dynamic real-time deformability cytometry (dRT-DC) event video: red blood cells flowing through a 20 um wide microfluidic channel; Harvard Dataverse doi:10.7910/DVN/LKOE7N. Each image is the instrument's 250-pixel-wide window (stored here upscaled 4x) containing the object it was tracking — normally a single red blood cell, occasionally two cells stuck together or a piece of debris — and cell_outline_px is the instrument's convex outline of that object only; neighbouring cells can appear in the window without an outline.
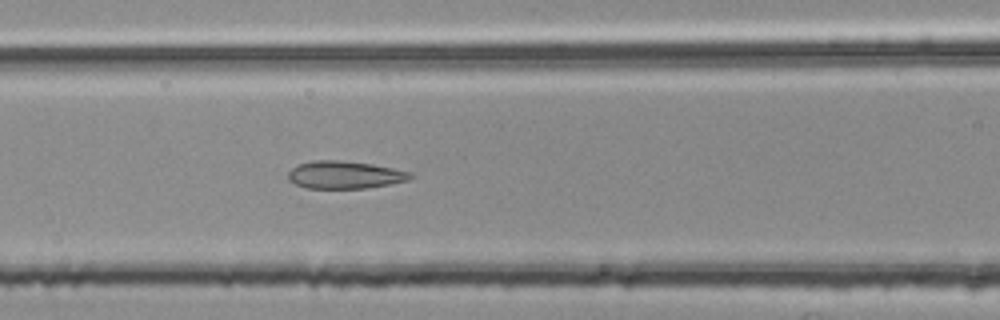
{"species": "common noctule bat (a hibernating species)", "species_latin": "Nyctalus noctula", "temperature_condition": "room temperature", "stored_images_in_passage": 49, "camera_frame_rate_fps": 3000, "um_per_image_px": 0.085, "animal": {"sex": "female", "body_mass_g": 25.1}, "frame": {"image": 1, "passage_image": 22, "time_ms": 7.0, "image_size_px": [1000, 320], "cell_outline_px": [[416, 176], [408, 180], [388, 184], [364, 188], [304, 188], [288, 180], [288, 172], [296, 164], [312, 160], [340, 160], [372, 164], [412, 172]], "centroid_in_image_um": [29.28, 14.85], "position_along_channel_um": 137.3, "area_um2": 19.77}}
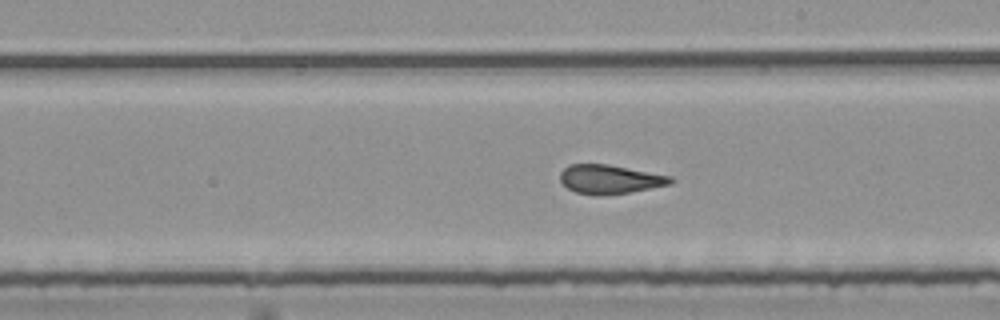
{"frame": {"image": 2, "passage_image": 30, "time_ms": 9.667, "image_size_px": [1000, 320], "cell_outline_px": [[676, 180], [672, 184], [628, 192], [604, 196], [600, 196], [576, 192], [568, 188], [560, 180], [560, 172], [568, 164], [608, 164], [672, 176]], "centroid_in_image_um": [51.85, 15.23], "position_along_channel_um": 237.1, "area_um2": 18.73}}
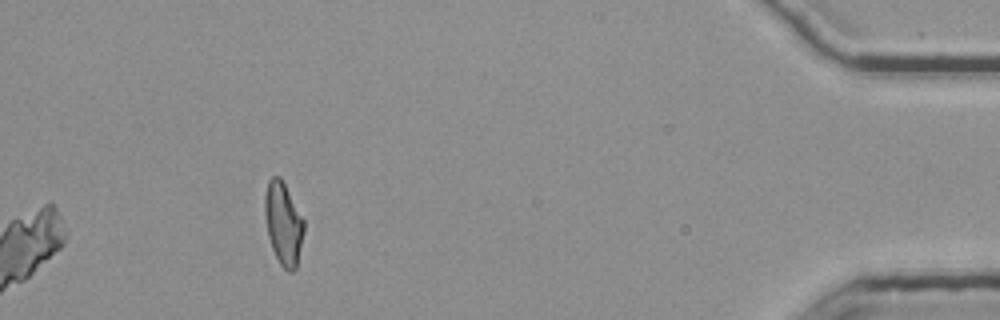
{"frame": {"image": 3, "passage_image": 49, "time_ms": 16.0, "image_size_px": [1000, 320], "cell_outline_px": [[304, 232], [296, 268], [292, 272], [288, 272], [280, 264], [272, 248], [268, 236], [264, 212], [264, 196], [268, 180], [272, 176], [280, 176], [304, 220]], "centroid_in_image_um": [24.07, 18.99], "position_along_channel_um": 411.1, "area_um2": 18.79}, "authors_computed_cell_mechanics": {"area_um2": 19.8832, "velocity_mm_per_s": 3.7654, "shape_relaxation_time_tau1_ms": null, "shape_relaxation_time_tau2_ms": 1.3549, "deformation_change_tau1": null, "deformation_change_tau2": 0.102}}